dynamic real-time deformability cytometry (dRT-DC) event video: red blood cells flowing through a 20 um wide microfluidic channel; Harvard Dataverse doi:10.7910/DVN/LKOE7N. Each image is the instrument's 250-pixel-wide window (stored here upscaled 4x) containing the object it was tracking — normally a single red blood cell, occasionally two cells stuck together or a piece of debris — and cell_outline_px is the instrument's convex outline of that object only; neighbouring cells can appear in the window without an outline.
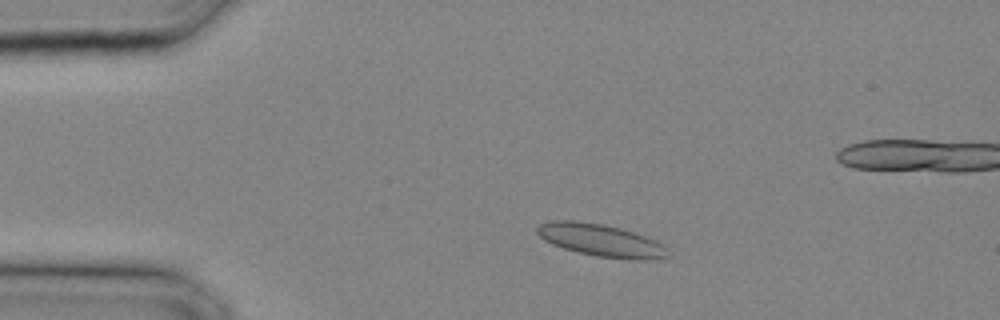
{"species": "common noctule bat (a hibernating species)", "species_latin": "Nyctalus noctula", "temperature_condition": "cold", "stored_images_in_passage": 16, "camera_frame_rate_fps": 3000, "um_per_image_px": 0.085, "animal": {"sex": "male", "body_mass_g": 20.4}, "frame": {"image": 1, "passage_image": 5, "time_ms": 1.333, "image_size_px": [1000, 320], "cell_outline_px": [[668, 256], [648, 260], [628, 260], [596, 256], [564, 248], [552, 244], [544, 240], [536, 232], [536, 228], [540, 224], [548, 220], [576, 220], [604, 224], [620, 228], [656, 240], [664, 244]], "centroid_in_image_um": [51.05, 20.42], "position_along_channel_um": 33.9, "area_um2": 24.74}}
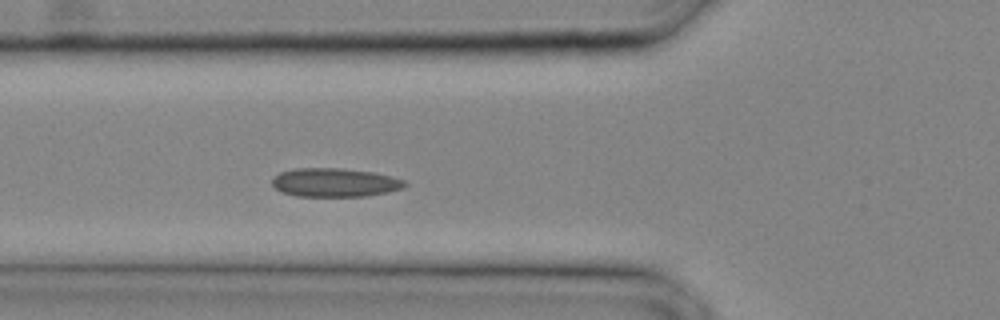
{"frame": {"image": 2, "passage_image": 10, "time_ms": 3.0, "image_size_px": [1000, 320], "cell_outline_px": [[408, 184], [404, 188], [388, 192], [364, 196], [296, 196], [280, 192], [272, 184], [272, 176], [280, 172], [296, 168], [340, 168], [372, 172], [392, 176], [404, 180]], "centroid_in_image_um": [28.44, 15.51], "position_along_channel_um": 97.4, "area_um2": 22.31}}